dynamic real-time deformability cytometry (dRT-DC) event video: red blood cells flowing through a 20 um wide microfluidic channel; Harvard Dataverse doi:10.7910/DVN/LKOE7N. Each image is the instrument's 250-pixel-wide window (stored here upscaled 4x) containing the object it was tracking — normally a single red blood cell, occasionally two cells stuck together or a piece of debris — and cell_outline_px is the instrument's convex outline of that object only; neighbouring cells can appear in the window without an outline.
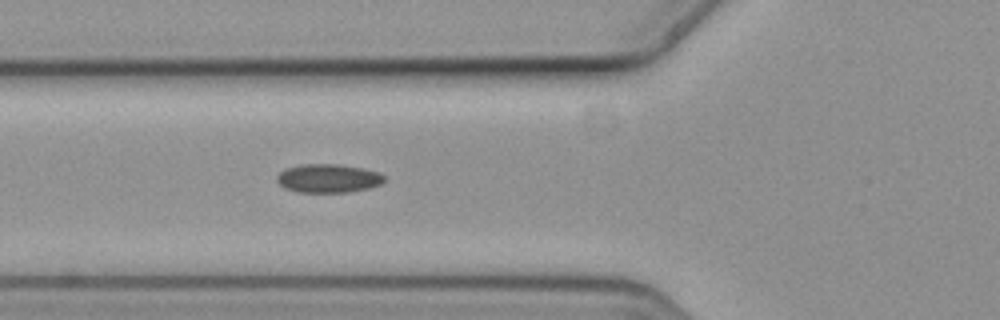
{"species": "common noctule bat (a hibernating species)", "species_latin": "Nyctalus noctula", "temperature_condition": "cold", "stored_images_in_passage": 5, "camera_frame_rate_fps": 3000, "um_per_image_px": 0.085, "animal": {"sex": "female", "body_mass_g": 19.3, "forearm_length_mm": 54.1}, "frame": {"image": 1, "passage_image": 5, "time_ms": 1.333, "image_size_px": [1000, 320], "cell_outline_px": [[384, 180], [380, 184], [368, 188], [348, 192], [296, 192], [284, 188], [276, 180], [276, 176], [284, 168], [300, 164], [340, 164], [364, 168], [380, 172], [384, 176]], "centroid_in_image_um": [27.87, 15.15], "position_along_channel_um": 97.9, "area_um2": 18.09}}